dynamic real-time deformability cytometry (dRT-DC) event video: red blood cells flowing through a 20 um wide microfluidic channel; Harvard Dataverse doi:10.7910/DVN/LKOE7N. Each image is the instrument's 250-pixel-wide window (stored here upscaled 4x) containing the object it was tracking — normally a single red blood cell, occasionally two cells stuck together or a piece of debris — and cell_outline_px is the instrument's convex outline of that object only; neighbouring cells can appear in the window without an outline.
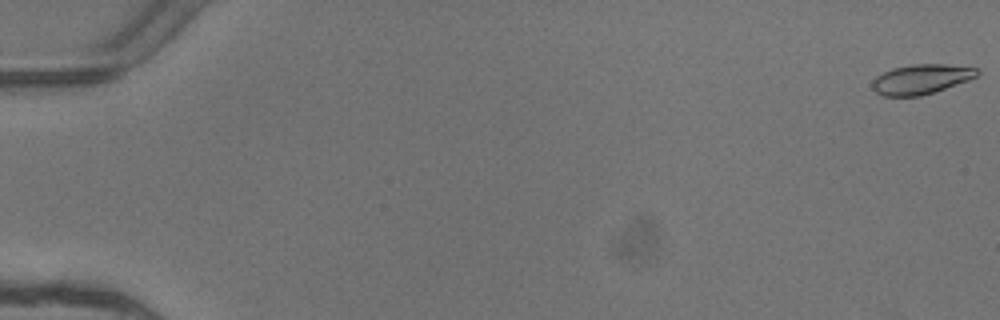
{"species": "common noctule bat (a hibernating species)", "species_latin": "Nyctalus noctula", "temperature_condition": "warm", "stored_images_in_passage": 7, "camera_frame_rate_fps": 3000, "um_per_image_px": 0.085, "animal": {"sex": "female"}, "frame": {"image": 1, "passage_image": 1, "time_ms": 0.0, "image_size_px": [1000, 320], "cell_outline_px": [[980, 72], [976, 76], [968, 80], [920, 96], [880, 96], [872, 88], [872, 80], [876, 76], [892, 68], [912, 64], [944, 64], [980, 68]], "centroid_in_image_um": [78.27, 6.72], "position_along_channel_um": 6.7, "area_um2": 18.15}}
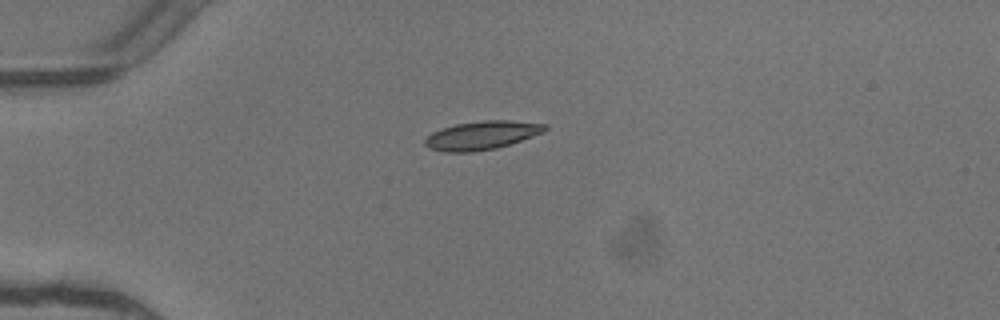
{"frame": {"image": 2, "passage_image": 5, "time_ms": 1.333, "image_size_px": [1000, 320], "cell_outline_px": [[548, 128], [544, 132], [496, 148], [472, 152], [444, 152], [428, 148], [424, 144], [424, 140], [432, 132], [440, 128], [456, 124], [484, 120], [508, 120], [548, 124]], "centroid_in_image_um": [40.93, 11.5], "position_along_channel_um": 44.1, "area_um2": 19.94}}
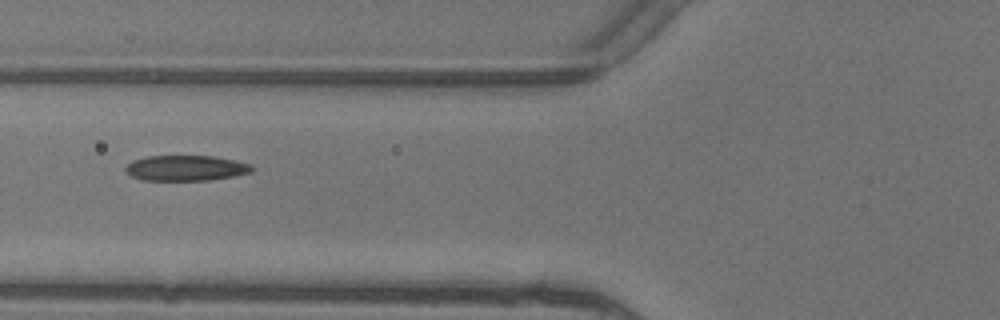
{"frame": {"image": 3, "passage_image": 7, "time_ms": 2.0, "image_size_px": [1000, 320], "cell_outline_px": [[256, 168], [252, 172], [236, 176], [208, 180], [144, 180], [132, 176], [124, 168], [132, 160], [148, 156], [212, 156], [236, 160], [252, 164]], "centroid_in_image_um": [15.87, 14.28], "position_along_channel_um": 109.9, "area_um2": 18.84}}